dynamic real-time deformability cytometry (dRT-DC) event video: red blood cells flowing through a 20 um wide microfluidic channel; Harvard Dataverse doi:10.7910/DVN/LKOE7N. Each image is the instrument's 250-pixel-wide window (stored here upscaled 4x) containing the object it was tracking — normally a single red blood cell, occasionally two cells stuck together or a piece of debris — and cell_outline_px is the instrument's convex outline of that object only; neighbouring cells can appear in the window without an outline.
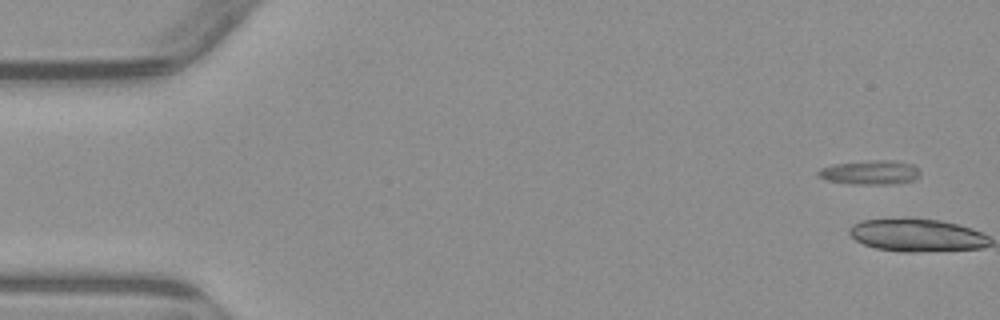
{"species": "common noctule bat (a hibernating species)", "species_latin": "Nyctalus noctula", "temperature_condition": "warm", "stored_images_in_passage": 5, "camera_frame_rate_fps": 3000, "um_per_image_px": 0.085, "animal": {"sex": "male", "body_mass_g": 23.1, "forearm_length_mm": 52.7}, "frame": {"image": 1, "passage_image": 1, "time_ms": 0.0, "image_size_px": [1000, 320], "cell_outline_px": [[920, 176], [916, 180], [892, 184], [852, 184], [828, 180], [820, 176], [816, 172], [820, 168], [832, 164], [872, 160], [892, 160], [912, 164], [920, 172]], "centroid_in_image_um": [73.99, 14.65], "position_along_channel_um": 11.0, "area_um2": 14.39}}